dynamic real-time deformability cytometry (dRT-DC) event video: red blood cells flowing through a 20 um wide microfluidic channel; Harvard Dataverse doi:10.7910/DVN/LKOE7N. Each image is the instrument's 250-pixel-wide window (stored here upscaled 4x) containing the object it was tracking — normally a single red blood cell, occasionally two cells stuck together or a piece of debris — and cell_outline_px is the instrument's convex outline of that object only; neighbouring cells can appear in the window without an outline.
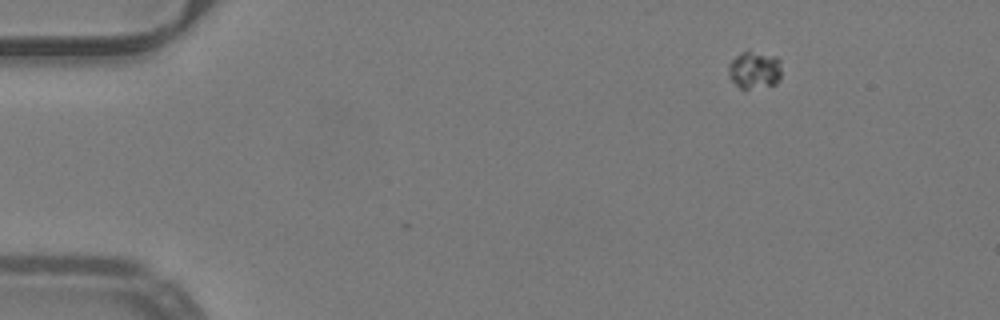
{"species": "common noctule bat (a hibernating species)", "species_latin": "Nyctalus noctula", "temperature_condition": "warm", "stored_images_in_passage": 47, "camera_frame_rate_fps": 3000, "um_per_image_px": 0.085, "animal": {"sex": "male", "body_mass_g": 19.2, "forearm_length_mm": 51.8}, "frame": {"image": 1, "passage_image": 1, "time_ms": 0.0, "image_size_px": [1000, 320], "cell_outline_px": [[780, 80], [776, 84], [748, 88], [740, 88], [728, 76], [728, 64], [740, 52], [748, 48], [776, 56], [780, 60]], "centroid_in_image_um": [64.12, 5.88], "position_along_channel_um": 20.9, "area_um2": 11.85}}
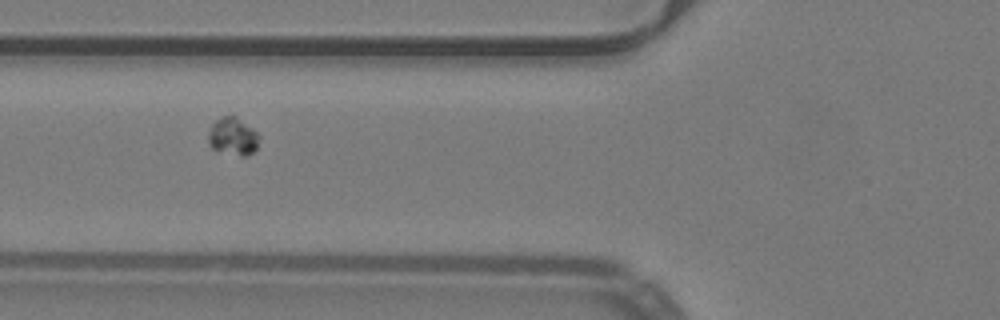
{"frame": {"image": 2, "passage_image": 15, "time_ms": 4.667, "image_size_px": [1000, 320], "cell_outline_px": [[260, 136], [256, 148], [248, 156], [240, 156], [212, 148], [208, 144], [208, 132], [212, 124], [220, 116], [236, 116], [252, 128]], "centroid_in_image_um": [19.79, 11.59], "position_along_channel_um": 106.0, "area_um2": 11.1}}
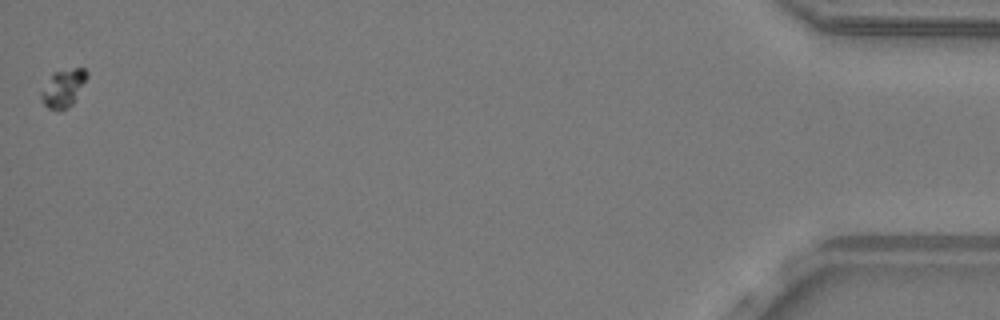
{"frame": {"image": 3, "passage_image": 47, "time_ms": 15.333, "image_size_px": [1000, 320], "cell_outline_px": [[88, 76], [72, 104], [68, 108], [60, 112], [48, 108], [44, 104], [40, 96], [40, 92], [52, 72], [76, 68], [84, 68], [88, 72]], "centroid_in_image_um": [5.36, 7.51], "position_along_channel_um": 429.8, "area_um2": 10.12}, "authors_computed_cell_mechanics": {"area_um2": 10.8664, "velocity_mm_per_s": 3.9274, "shape_relaxation_time_tau1_ms": 3.2223, "shape_relaxation_time_tau2_ms": null, "deformation_change_tau1": 0.0223, "deformation_change_tau2": null}}